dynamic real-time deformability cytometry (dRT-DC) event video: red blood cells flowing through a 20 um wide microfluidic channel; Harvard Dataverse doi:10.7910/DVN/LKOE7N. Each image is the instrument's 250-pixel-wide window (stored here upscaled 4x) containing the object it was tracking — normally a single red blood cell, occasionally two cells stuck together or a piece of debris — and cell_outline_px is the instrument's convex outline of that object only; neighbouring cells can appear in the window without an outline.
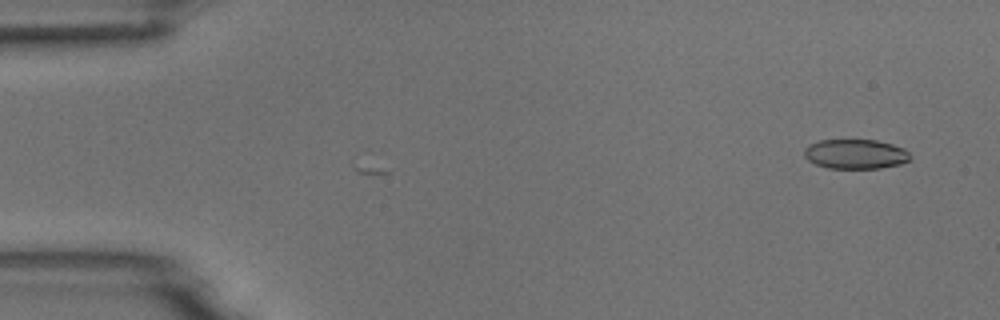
{"species": "common noctule bat (a hibernating species)", "species_latin": "Nyctalus noctula", "temperature_condition": "room temperature", "stored_images_in_passage": 3, "camera_frame_rate_fps": 3000, "um_per_image_px": 0.085, "animal": {"sex": "male", "body_mass_g": 18.8}, "frame": {"image": 1, "passage_image": 3, "time_ms": 2.333, "image_size_px": [1000, 320], "cell_outline_px": [[912, 160], [900, 164], [880, 168], [828, 168], [816, 164], [808, 160], [804, 156], [804, 148], [808, 144], [820, 140], [876, 140], [892, 144], [904, 148], [912, 156]], "centroid_in_image_um": [72.73, 13.09], "position_along_channel_um": 12.3, "area_um2": 18.44}}